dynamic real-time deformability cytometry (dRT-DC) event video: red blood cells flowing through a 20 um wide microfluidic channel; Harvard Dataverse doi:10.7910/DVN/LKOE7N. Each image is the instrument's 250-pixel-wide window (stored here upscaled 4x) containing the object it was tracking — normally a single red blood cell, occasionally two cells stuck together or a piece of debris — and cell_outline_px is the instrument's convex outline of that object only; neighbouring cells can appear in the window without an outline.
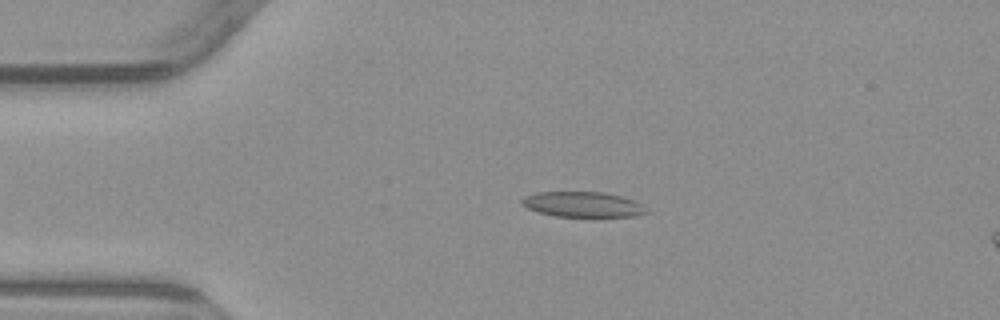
{"species": "common noctule bat (a hibernating species)", "species_latin": "Nyctalus noctula", "temperature_condition": "warm", "stored_images_in_passage": 6, "camera_frame_rate_fps": 3000, "um_per_image_px": 0.085, "animal": {"sex": "male", "body_mass_g": 23.1, "forearm_length_mm": 52.7}, "frame": {"image": 1, "passage_image": 4, "time_ms": 3.333, "image_size_px": [1000, 320], "cell_outline_px": [[648, 212], [632, 216], [556, 216], [540, 212], [528, 208], [520, 200], [524, 196], [536, 192], [604, 192], [636, 200]], "centroid_in_image_um": [49.52, 17.36], "position_along_channel_um": 35.5, "area_um2": 18.03}}